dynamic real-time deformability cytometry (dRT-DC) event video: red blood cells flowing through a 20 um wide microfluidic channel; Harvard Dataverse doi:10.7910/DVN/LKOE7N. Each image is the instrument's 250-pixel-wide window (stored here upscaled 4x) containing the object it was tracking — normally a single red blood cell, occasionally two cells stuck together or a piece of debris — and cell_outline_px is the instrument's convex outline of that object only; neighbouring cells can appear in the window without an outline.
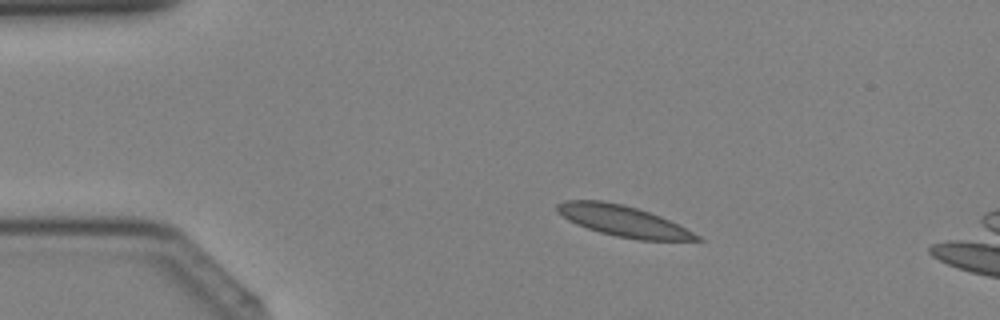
{"species": "Egyptian fruit bat (a non-hibernating species)", "species_latin": "Rousettus aegyptiacus", "temperature_condition": "cold", "stored_images_in_passage": 6, "camera_frame_rate_fps": 3000, "um_per_image_px": 0.085, "animal": {"sex": "female"}, "frame": {"image": 1, "passage_image": 1, "time_ms": 0.0, "image_size_px": [1000, 320], "cell_outline_px": [[704, 240], [640, 240], [616, 236], [600, 232], [576, 224], [568, 220], [556, 212], [556, 204], [564, 200], [600, 200], [624, 204], [660, 216], [700, 236]], "centroid_in_image_um": [52.9, 18.77], "position_along_channel_um": 32.1, "area_um2": 24.85}}